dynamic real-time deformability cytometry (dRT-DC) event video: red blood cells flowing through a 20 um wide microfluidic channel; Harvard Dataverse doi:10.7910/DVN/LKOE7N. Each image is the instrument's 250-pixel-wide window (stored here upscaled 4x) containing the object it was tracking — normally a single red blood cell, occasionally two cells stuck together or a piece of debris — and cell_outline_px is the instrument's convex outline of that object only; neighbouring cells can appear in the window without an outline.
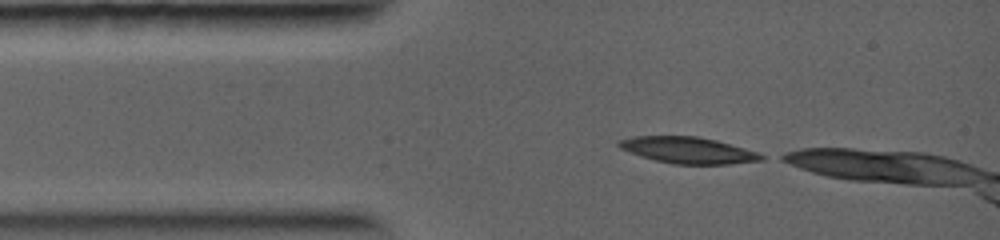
{"species": "common noctule bat (a hibernating species)", "species_latin": "Nyctalus noctula", "temperature_condition": "warm", "stored_images_in_passage": 10, "camera_frame_rate_fps": 5000, "um_per_image_px": 0.085, "animal": {"sex": "female", "body_mass_g": 19.0, "forearm_length_mm": 56.7}, "frame": {"image": 1, "passage_image": 1, "time_ms": 0.0, "image_size_px": [1000, 240], "cell_outline_px": [[768, 156], [764, 160], [728, 164], [672, 164], [640, 156], [620, 148], [616, 144], [620, 140], [632, 136], [696, 136], [716, 140], [744, 148]], "centroid_in_image_um": [58.49, 12.77], "position_along_channel_um": 26.5, "area_um2": 21.85}}